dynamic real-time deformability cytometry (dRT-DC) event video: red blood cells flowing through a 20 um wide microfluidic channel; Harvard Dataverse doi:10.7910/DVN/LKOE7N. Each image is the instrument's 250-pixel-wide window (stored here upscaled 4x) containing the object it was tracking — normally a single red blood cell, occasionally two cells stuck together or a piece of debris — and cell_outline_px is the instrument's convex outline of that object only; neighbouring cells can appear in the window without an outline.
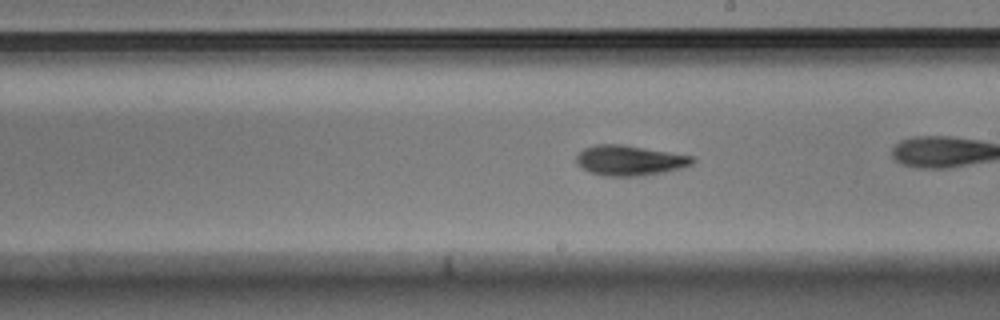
{"species": "Egyptian fruit bat (a non-hibernating species)", "species_latin": "Rousettus aegyptiacus", "temperature_condition": "warm", "stored_images_in_passage": 29, "camera_frame_rate_fps": 3000, "um_per_image_px": 0.085, "animal": {"sex": "male"}, "frame": {"image": 1, "passage_image": 17, "time_ms": 5.333, "image_size_px": [1000, 320], "cell_outline_px": [[696, 160], [692, 164], [680, 168], [664, 172], [636, 176], [604, 176], [588, 172], [576, 164], [576, 156], [584, 148], [596, 144], [624, 144], [692, 156]], "centroid_in_image_um": [53.48, 13.63], "position_along_channel_um": 235.5, "area_um2": 20.46}}